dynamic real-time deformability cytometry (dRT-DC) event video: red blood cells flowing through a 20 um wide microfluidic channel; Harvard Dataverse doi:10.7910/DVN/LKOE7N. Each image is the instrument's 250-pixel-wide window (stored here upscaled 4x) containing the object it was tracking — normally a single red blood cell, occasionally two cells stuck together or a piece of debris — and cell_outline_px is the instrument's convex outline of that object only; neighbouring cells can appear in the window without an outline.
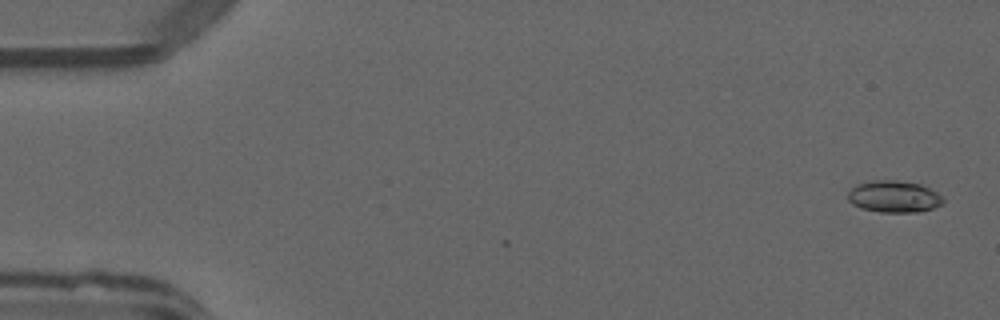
{"species": "common noctule bat (a hibernating species)", "species_latin": "Nyctalus noctula", "temperature_condition": "warm", "stored_images_in_passage": 2, "camera_frame_rate_fps": 3000, "um_per_image_px": 0.085, "animal": {"sex": "male", "forearm_length_mm": 52.5}, "frame": {"image": 1, "passage_image": 2, "time_ms": 0.333, "image_size_px": [1000, 320], "cell_outline_px": [[944, 204], [920, 212], [880, 212], [860, 208], [852, 204], [848, 200], [848, 192], [856, 184], [872, 180], [896, 180], [920, 184], [936, 192], [944, 200]], "centroid_in_image_um": [75.96, 16.71], "position_along_channel_um": 9.0, "area_um2": 17.69}}